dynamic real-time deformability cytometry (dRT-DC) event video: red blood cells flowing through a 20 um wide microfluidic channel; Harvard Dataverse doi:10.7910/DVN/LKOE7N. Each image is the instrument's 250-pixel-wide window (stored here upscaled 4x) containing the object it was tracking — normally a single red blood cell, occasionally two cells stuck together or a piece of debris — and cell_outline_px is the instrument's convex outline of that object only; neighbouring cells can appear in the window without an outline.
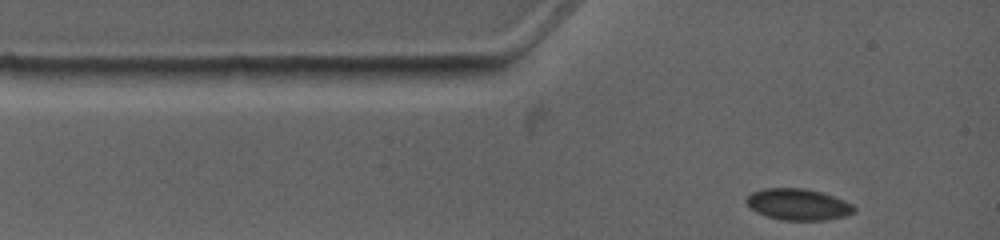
{"species": "common noctule bat (a hibernating species)", "species_latin": "Nyctalus noctula", "temperature_condition": "warm", "stored_images_in_passage": 5, "camera_frame_rate_fps": 4500, "um_per_image_px": 0.085, "animal": {"sex": "female", "body_mass_g": 19.0, "forearm_length_mm": 53.3}, "frame": {"image": 1, "passage_image": 1, "time_ms": 0.0, "image_size_px": [1000, 240], "cell_outline_px": [[856, 212], [844, 216], [824, 220], [780, 220], [756, 212], [744, 200], [752, 192], [764, 188], [804, 188], [820, 192], [832, 196], [852, 204], [856, 208]], "centroid_in_image_um": [67.83, 17.37], "position_along_channel_um": 17.2, "area_um2": 19.54}}
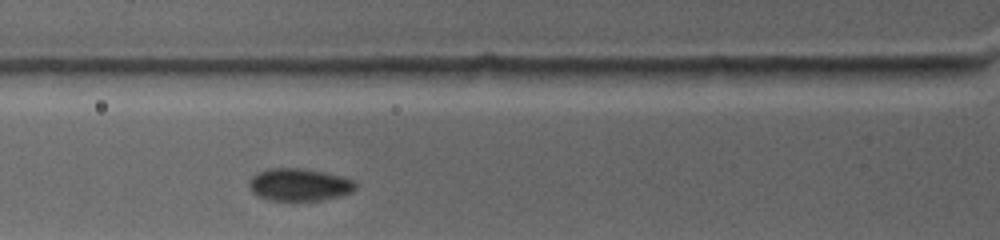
{"frame": {"image": 2, "passage_image": 4, "time_ms": 2.667, "image_size_px": [1000, 240], "cell_outline_px": [[356, 188], [352, 192], [340, 196], [324, 200], [268, 200], [256, 196], [252, 192], [248, 184], [248, 180], [252, 176], [268, 168], [300, 168], [324, 172], [340, 176], [352, 180], [356, 184]], "centroid_in_image_um": [25.41, 15.7], "position_along_channel_um": 100.4, "area_um2": 20.17}}
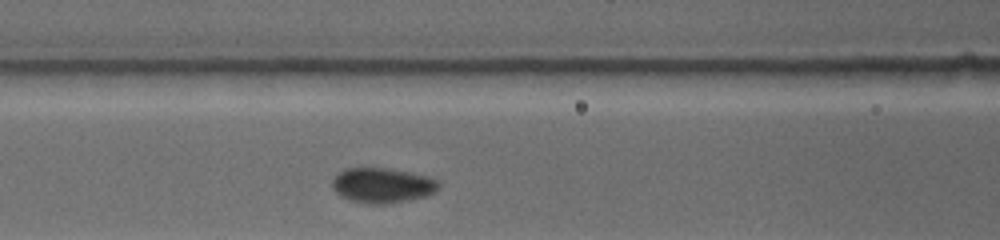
{"frame": {"image": 3, "passage_image": 5, "time_ms": 3.556, "image_size_px": [1000, 240], "cell_outline_px": [[440, 184], [432, 192], [424, 196], [408, 200], [388, 204], [368, 204], [352, 200], [340, 196], [332, 188], [332, 180], [344, 168], [384, 168], [428, 176], [436, 180]], "centroid_in_image_um": [32.45, 15.76], "position_along_channel_um": 134.2, "area_um2": 21.39}}